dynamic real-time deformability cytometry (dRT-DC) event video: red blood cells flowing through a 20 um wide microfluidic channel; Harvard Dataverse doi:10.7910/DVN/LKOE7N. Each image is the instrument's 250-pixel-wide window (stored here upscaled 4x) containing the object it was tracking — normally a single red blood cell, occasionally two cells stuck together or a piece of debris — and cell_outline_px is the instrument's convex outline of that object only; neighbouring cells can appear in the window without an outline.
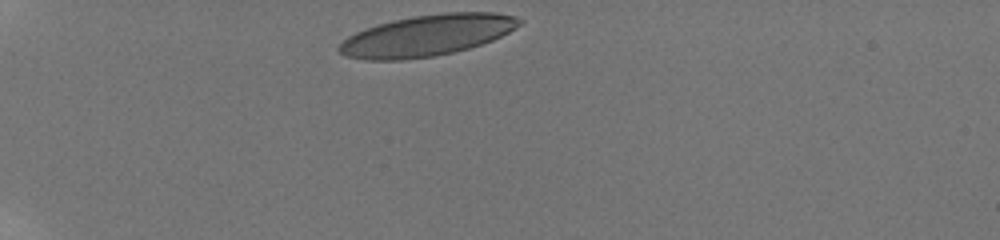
{"species": "human", "species_latin": "Homo sapiens", "temperature_condition": "room temperature", "stored_images_in_passage": 34, "camera_frame_rate_fps": 3000, "um_per_image_px": 0.085, "donor": {"sex": "male"}, "frame": {"image": 1, "passage_image": 1, "time_ms": 0.0, "image_size_px": [1000, 240], "cell_outline_px": [[524, 20], [516, 28], [492, 40], [468, 48], [452, 52], [432, 56], [404, 60], [364, 60], [344, 56], [336, 48], [348, 36], [356, 32], [392, 20], [412, 16], [444, 12], [492, 12], [516, 16]], "centroid_in_image_um": [36.29, 3.01], "position_along_channel_um": 48.7, "area_um2": 43.12}}
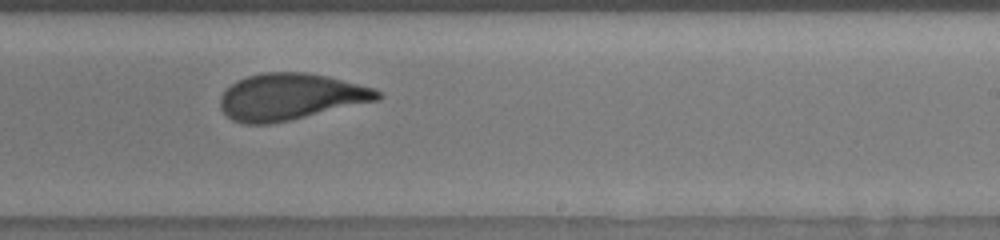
{"frame": {"image": 2, "passage_image": 22, "time_ms": 7.0, "image_size_px": [1000, 240], "cell_outline_px": [[384, 96], [380, 100], [288, 120], [268, 124], [244, 124], [232, 120], [220, 108], [220, 96], [236, 80], [248, 76], [264, 72], [308, 72], [328, 76], [372, 88], [380, 92]], "centroid_in_image_um": [24.68, 8.22], "position_along_channel_um": 264.3, "area_um2": 42.48}}
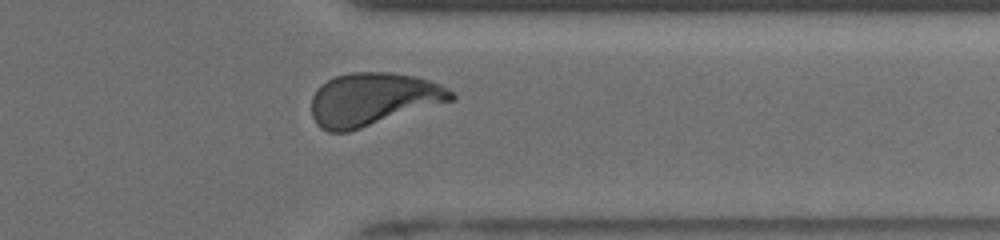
{"frame": {"image": 3, "passage_image": 31, "time_ms": 10.0, "image_size_px": [1000, 240], "cell_outline_px": [[456, 96], [452, 100], [348, 132], [328, 132], [320, 128], [316, 124], [312, 116], [312, 96], [316, 88], [320, 84], [336, 76], [352, 72], [388, 72], [416, 76], [440, 84], [448, 88]], "centroid_in_image_um": [31.65, 8.43], "position_along_channel_um": 379.7, "area_um2": 42.89}, "authors_computed_cell_mechanics": {"area_um2": 43.061, "velocity_mm_per_s": 3.8343, "shape_relaxation_time_tau1_ms": 5.7831, "shape_relaxation_time_tau2_ms": 0.9027, "deformation_change_tau1": 0.2015, "deformation_change_tau2": 0.0681}}